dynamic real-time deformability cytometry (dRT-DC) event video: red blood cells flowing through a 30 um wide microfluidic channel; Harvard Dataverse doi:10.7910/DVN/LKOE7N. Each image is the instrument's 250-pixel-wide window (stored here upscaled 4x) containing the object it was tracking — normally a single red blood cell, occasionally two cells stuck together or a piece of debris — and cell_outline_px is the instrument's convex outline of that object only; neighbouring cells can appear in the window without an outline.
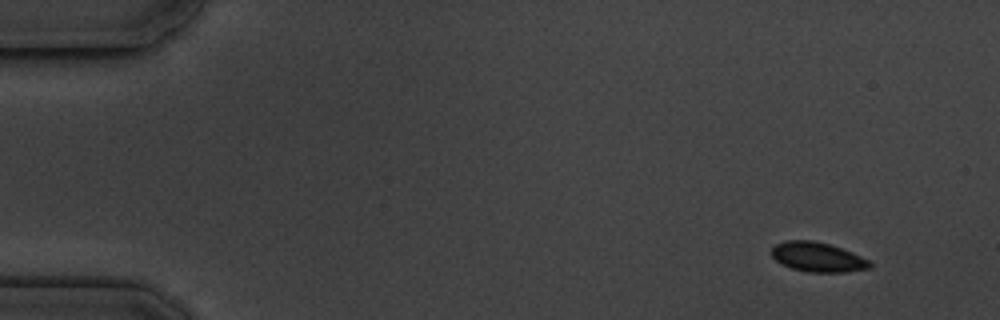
{"species": "common noctule bat (a hibernating species)", "species_latin": "Nyctalus noctula", "temperature_condition": "cold", "stored_images_in_passage": 4, "camera_frame_rate_fps": 3000, "um_per_image_px": 0.085, "animal": {"sex": "male", "body_mass_g": 19.5, "forearm_length_mm": 54.6}, "frame": {"image": 1, "passage_image": 1, "time_ms": 0.0, "image_size_px": [1000, 320], "cell_outline_px": [[872, 268], [844, 272], [808, 272], [792, 268], [780, 264], [772, 256], [772, 248], [776, 244], [784, 240], [812, 240], [828, 244], [852, 252], [868, 260], [872, 264]], "centroid_in_image_um": [69.49, 21.85], "position_along_channel_um": 15.5, "area_um2": 16.88}}
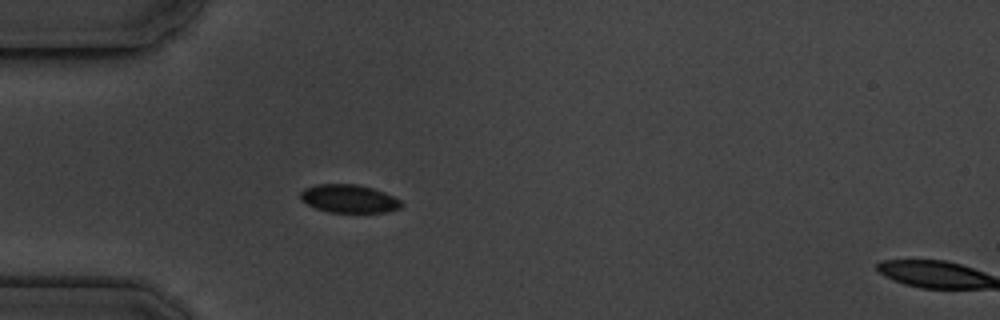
{"frame": {"image": 2, "passage_image": 4, "time_ms": 4.0, "image_size_px": [1000, 320], "cell_outline_px": [[404, 204], [400, 208], [384, 212], [328, 212], [316, 208], [300, 200], [300, 192], [304, 188], [316, 184], [356, 184], [372, 188], [384, 192], [400, 200]], "centroid_in_image_um": [29.64, 16.88], "position_along_channel_um": 55.4, "area_um2": 16.53}}